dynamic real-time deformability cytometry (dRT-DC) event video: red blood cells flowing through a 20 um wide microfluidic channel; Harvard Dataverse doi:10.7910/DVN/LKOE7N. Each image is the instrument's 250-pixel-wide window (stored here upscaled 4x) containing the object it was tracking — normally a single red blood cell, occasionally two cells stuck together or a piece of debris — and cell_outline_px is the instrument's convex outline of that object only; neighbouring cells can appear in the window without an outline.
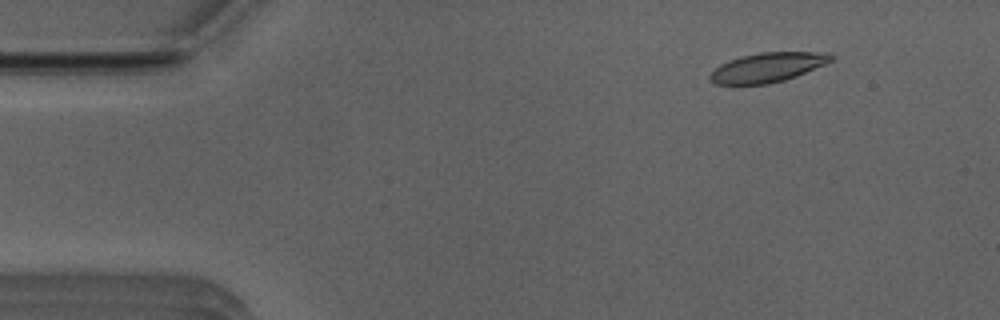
{"species": "Egyptian fruit bat (a non-hibernating species)", "species_latin": "Rousettus aegyptiacus", "temperature_condition": "room temperature", "stored_images_in_passage": 52, "camera_frame_rate_fps": 3000, "um_per_image_px": 0.085, "animal": {"sex": "male"}, "frame": {"image": 1, "passage_image": 6, "time_ms": 1.667, "image_size_px": [1000, 320], "cell_outline_px": [[832, 60], [824, 64], [796, 76], [784, 80], [768, 84], [716, 84], [708, 76], [720, 64], [728, 60], [740, 56], [760, 52], [832, 52]], "centroid_in_image_um": [65.24, 5.71], "position_along_channel_um": 19.8, "area_um2": 20.63}}
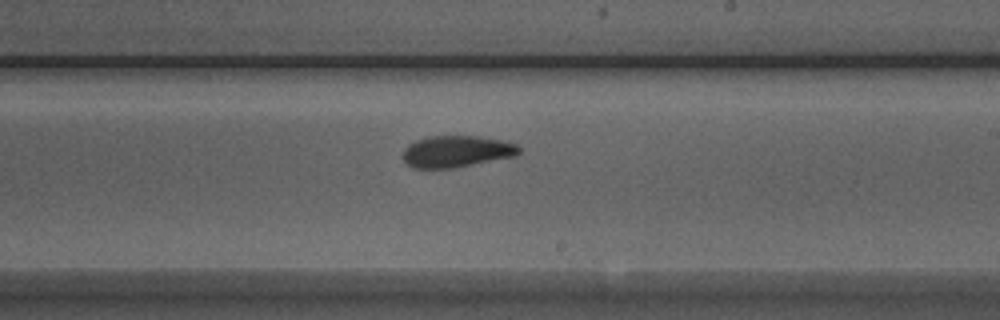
{"frame": {"image": 2, "passage_image": 30, "time_ms": 9.667, "image_size_px": [1000, 320], "cell_outline_px": [[520, 152], [516, 156], [456, 168], [412, 168], [404, 160], [404, 148], [408, 144], [416, 140], [428, 136], [476, 136], [504, 140], [516, 144], [520, 148]], "centroid_in_image_um": [38.83, 12.87], "position_along_channel_um": 250.2, "area_um2": 21.56}}
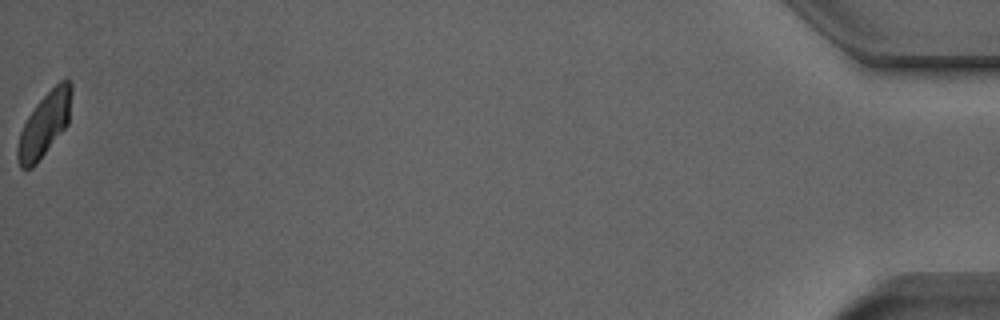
{"frame": {"image": 3, "passage_image": 52, "time_ms": 17.0, "image_size_px": [1000, 320], "cell_outline_px": [[72, 92], [68, 124], [36, 164], [32, 168], [20, 168], [16, 156], [16, 148], [20, 132], [28, 116], [36, 104], [60, 80], [68, 80], [72, 84]], "centroid_in_image_um": [3.77, 10.59], "position_along_channel_um": 431.4, "area_um2": 19.94}, "authors_computed_cell_mechanics": {"area_um2": 21.4727, "velocity_mm_per_s": 3.9369, "shape_relaxation_time_tau1_ms": 3.2591, "shape_relaxation_time_tau2_ms": 1.8229, "deformation_change_tau1": 0.1442, "deformation_change_tau2": 0.0857}}